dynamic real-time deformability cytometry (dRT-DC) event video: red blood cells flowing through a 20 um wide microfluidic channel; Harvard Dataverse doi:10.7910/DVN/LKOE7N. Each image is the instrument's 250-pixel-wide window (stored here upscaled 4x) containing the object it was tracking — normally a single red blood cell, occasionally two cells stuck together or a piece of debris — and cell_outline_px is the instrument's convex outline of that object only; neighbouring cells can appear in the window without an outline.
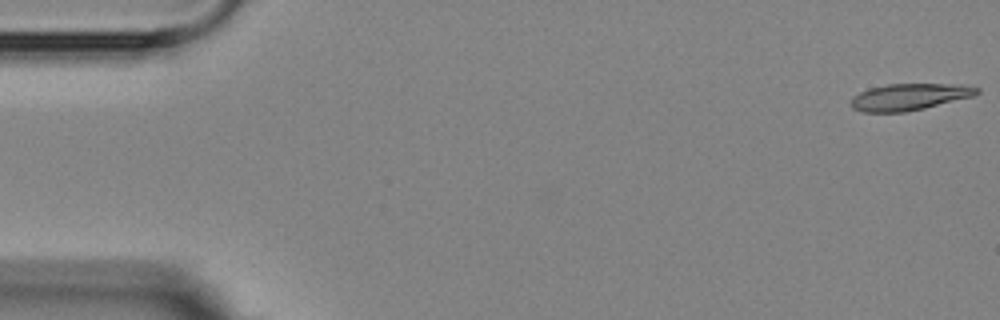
{"species": "Egyptian fruit bat (a non-hibernating species)", "species_latin": "Rousettus aegyptiacus", "temperature_condition": "room temperature", "stored_images_in_passage": 6, "camera_frame_rate_fps": 3000, "um_per_image_px": 0.085, "animal": {"sex": "female"}, "frame": {"image": 1, "passage_image": 1, "time_ms": 0.0, "image_size_px": [1000, 320], "cell_outline_px": [[980, 92], [972, 96], [924, 108], [904, 112], [860, 112], [852, 108], [848, 104], [852, 96], [868, 88], [888, 84], [960, 84], [980, 88]], "centroid_in_image_um": [77.23, 8.23], "position_along_channel_um": 7.8, "area_um2": 19.65}}